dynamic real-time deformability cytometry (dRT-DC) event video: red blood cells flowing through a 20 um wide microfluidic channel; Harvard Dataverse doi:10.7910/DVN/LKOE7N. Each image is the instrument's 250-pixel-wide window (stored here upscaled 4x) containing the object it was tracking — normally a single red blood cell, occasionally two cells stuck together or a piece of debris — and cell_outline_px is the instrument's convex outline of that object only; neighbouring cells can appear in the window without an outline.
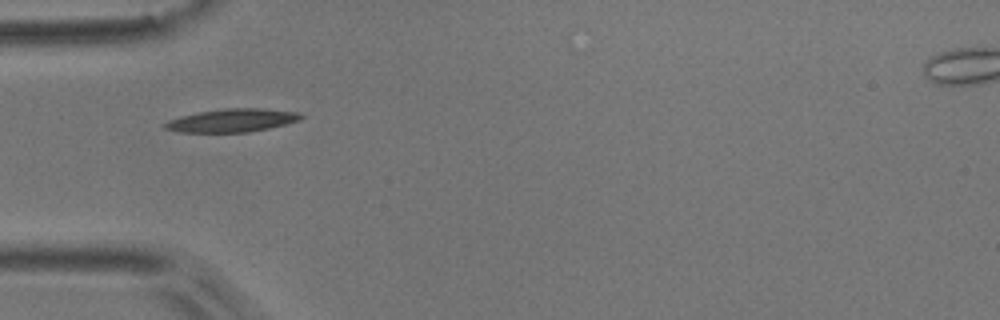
{"species": "common noctule bat (a hibernating species)", "species_latin": "Nyctalus noctula", "temperature_condition": "room temperature", "stored_images_in_passage": 1, "camera_frame_rate_fps": 3000, "um_per_image_px": 0.085, "animal": {"sex": "male", "body_mass_g": 17.9}, "frame": {"image": 1, "passage_image": 1, "time_ms": 0.0, "image_size_px": [1000, 320], "cell_outline_px": [[304, 116], [300, 120], [268, 128], [248, 132], [180, 132], [164, 128], [164, 124], [168, 120], [180, 116], [196, 112], [224, 108], [260, 108], [300, 112]], "centroid_in_image_um": [19.72, 10.22], "position_along_channel_um": 65.3, "area_um2": 18.38}}